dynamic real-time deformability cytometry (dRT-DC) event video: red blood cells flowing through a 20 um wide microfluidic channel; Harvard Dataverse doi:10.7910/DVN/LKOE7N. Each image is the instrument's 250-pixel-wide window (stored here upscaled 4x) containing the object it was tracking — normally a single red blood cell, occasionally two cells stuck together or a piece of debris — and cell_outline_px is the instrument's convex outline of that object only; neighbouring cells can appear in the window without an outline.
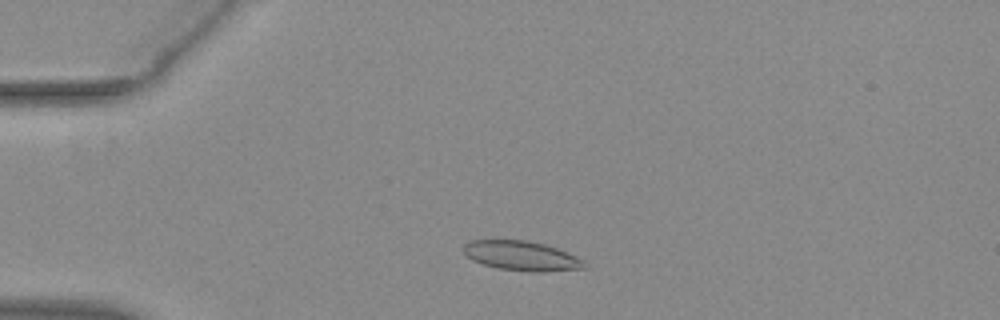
{"species": "common noctule bat (a hibernating species)", "species_latin": "Nyctalus noctula", "temperature_condition": "warm", "stored_images_in_passage": 47, "camera_frame_rate_fps": 3000, "um_per_image_px": 0.085, "animal": {"sex": "female", "body_mass_g": 29.2, "forearm_length_mm": 56.3}, "frame": {"image": 1, "passage_image": 7, "time_ms": 2.0, "image_size_px": [1000, 320], "cell_outline_px": [[588, 268], [536, 272], [528, 272], [496, 268], [472, 260], [464, 252], [464, 244], [472, 240], [524, 240], [544, 244], [568, 252], [584, 260], [588, 264]], "centroid_in_image_um": [44.37, 21.75], "position_along_channel_um": 40.6, "area_um2": 20.87}}
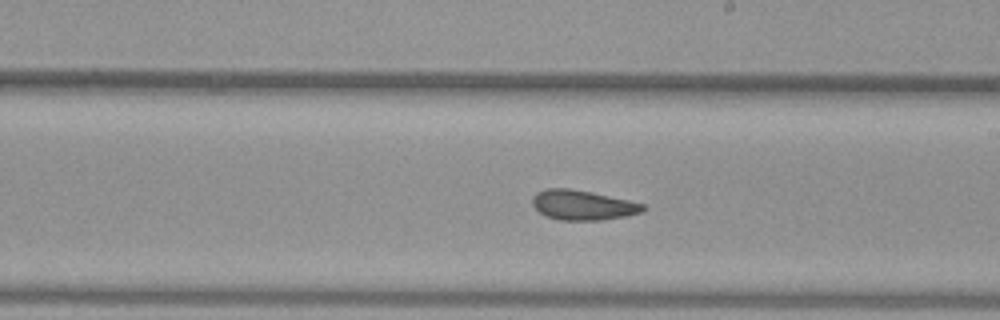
{"frame": {"image": 2, "passage_image": 25, "time_ms": 8.0, "image_size_px": [1000, 320], "cell_outline_px": [[648, 208], [640, 212], [628, 216], [600, 220], [560, 220], [544, 216], [532, 204], [532, 196], [536, 192], [544, 188], [568, 188], [592, 192], [628, 200], [644, 204]], "centroid_in_image_um": [49.51, 17.43], "position_along_channel_um": 239.5, "area_um2": 19.36}}
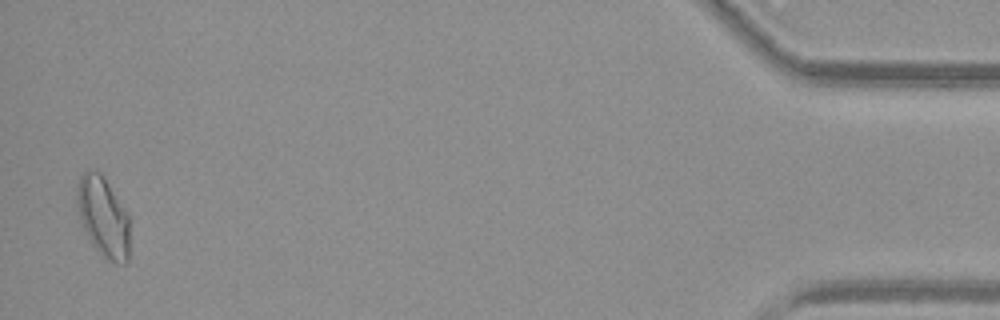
{"frame": {"image": 3, "passage_image": 46, "time_ms": 15.0, "image_size_px": [1000, 320], "cell_outline_px": [[128, 260], [124, 264], [116, 264], [100, 256], [92, 244], [84, 228], [80, 216], [76, 196], [76, 184], [80, 176], [84, 172], [100, 172], [128, 216]], "centroid_in_image_um": [8.75, 18.49], "position_along_channel_um": 426.4, "area_um2": 23.99}, "authors_computed_cell_mechanics": {"area_um2": 19.9988, "velocity_mm_per_s": 3.9071, "shape_relaxation_time_tau1_ms": 6.8524, "shape_relaxation_time_tau2_ms": 2.3772, "deformation_change_tau1": 0.1686, "deformation_change_tau2": 0.0987}}